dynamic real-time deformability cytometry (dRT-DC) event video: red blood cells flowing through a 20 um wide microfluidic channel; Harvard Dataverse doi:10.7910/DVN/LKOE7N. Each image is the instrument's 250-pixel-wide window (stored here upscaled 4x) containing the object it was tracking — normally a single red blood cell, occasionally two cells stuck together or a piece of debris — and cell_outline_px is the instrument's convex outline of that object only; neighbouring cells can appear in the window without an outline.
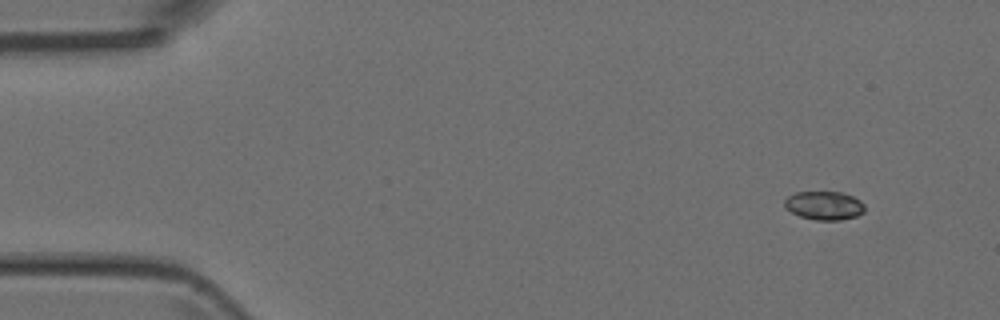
{"species": "Egyptian fruit bat (a non-hibernating species)", "species_latin": "Rousettus aegyptiacus", "temperature_condition": "room temperature", "stored_images_in_passage": 5, "camera_frame_rate_fps": 3000, "um_per_image_px": 0.085, "animal": {"sex": "female"}, "frame": {"image": 1, "passage_image": 1, "time_ms": 0.0, "image_size_px": [1000, 320], "cell_outline_px": [[864, 212], [856, 216], [840, 220], [816, 220], [800, 216], [784, 208], [784, 200], [788, 196], [796, 192], [844, 192], [860, 200], [864, 204]], "centroid_in_image_um": [70.05, 17.46], "position_along_channel_um": 14.9, "area_um2": 13.41}}
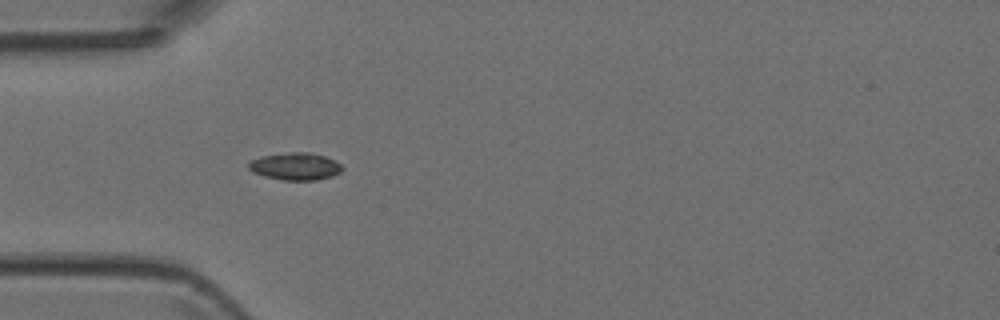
{"frame": {"image": 2, "passage_image": 4, "time_ms": 3.667, "image_size_px": [1000, 320], "cell_outline_px": [[344, 168], [340, 172], [332, 176], [316, 180], [284, 180], [264, 176], [252, 172], [248, 168], [248, 164], [252, 160], [260, 156], [292, 152], [308, 152], [324, 156], [336, 160]], "centroid_in_image_um": [25.11, 14.14], "position_along_channel_um": 59.9, "area_um2": 14.91}}
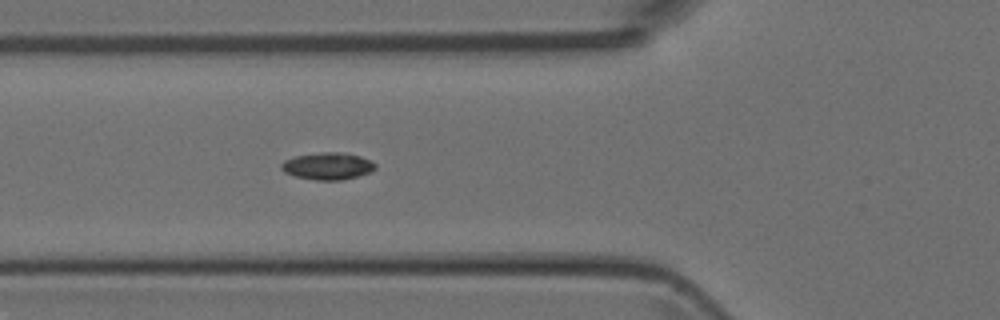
{"frame": {"image": 3, "passage_image": 5, "time_ms": 4.667, "image_size_px": [1000, 320], "cell_outline_px": [[376, 168], [368, 172], [356, 176], [340, 180], [316, 180], [296, 176], [284, 172], [280, 168], [280, 164], [284, 160], [296, 156], [320, 152], [340, 152], [360, 156], [376, 164]], "centroid_in_image_um": [27.81, 14.11], "position_along_channel_um": 98.0, "area_um2": 14.62}}